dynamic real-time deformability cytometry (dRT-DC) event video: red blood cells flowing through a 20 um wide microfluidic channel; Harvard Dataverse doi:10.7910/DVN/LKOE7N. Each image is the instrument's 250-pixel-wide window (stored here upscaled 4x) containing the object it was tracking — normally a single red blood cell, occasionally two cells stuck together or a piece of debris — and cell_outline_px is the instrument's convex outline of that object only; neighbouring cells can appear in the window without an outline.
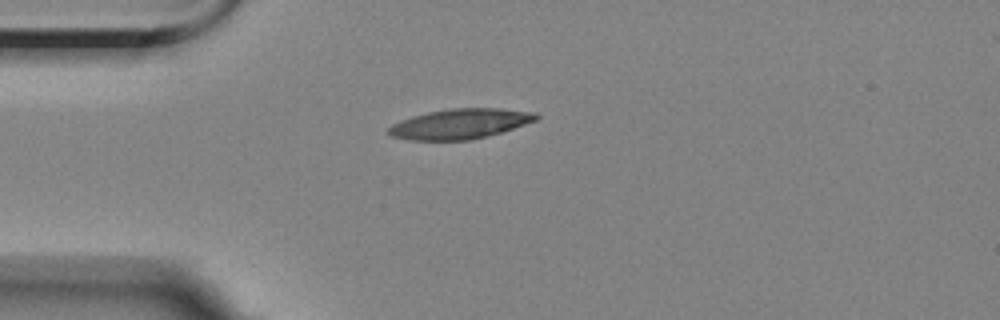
{"species": "Egyptian fruit bat (a non-hibernating species)", "species_latin": "Rousettus aegyptiacus", "temperature_condition": "room temperature", "stored_images_in_passage": 6, "camera_frame_rate_fps": 3000, "um_per_image_px": 0.085, "animal": {"sex": "female"}, "frame": {"image": 1, "passage_image": 1, "time_ms": 0.0, "image_size_px": [1000, 320], "cell_outline_px": [[540, 116], [536, 120], [500, 132], [472, 140], [412, 140], [392, 136], [388, 132], [388, 128], [392, 124], [400, 120], [412, 116], [428, 112], [452, 108], [500, 108], [536, 112]], "centroid_in_image_um": [39.1, 10.52], "position_along_channel_um": 45.9, "area_um2": 25.66}}
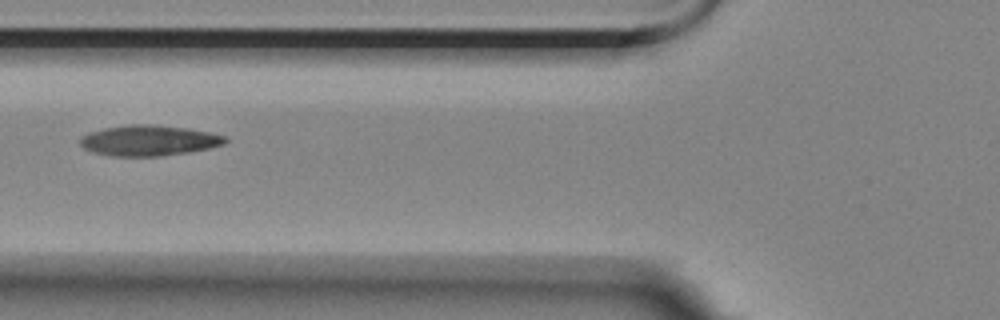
{"frame": {"image": 2, "passage_image": 3, "time_ms": 2.333, "image_size_px": [1000, 320], "cell_outline_px": [[228, 140], [224, 144], [208, 148], [188, 152], [160, 156], [112, 156], [92, 152], [84, 148], [80, 144], [80, 136], [88, 132], [104, 128], [128, 124], [156, 124], [188, 128], [208, 132], [224, 136]], "centroid_in_image_um": [12.61, 11.93], "position_along_channel_um": 113.2, "area_um2": 25.95}}
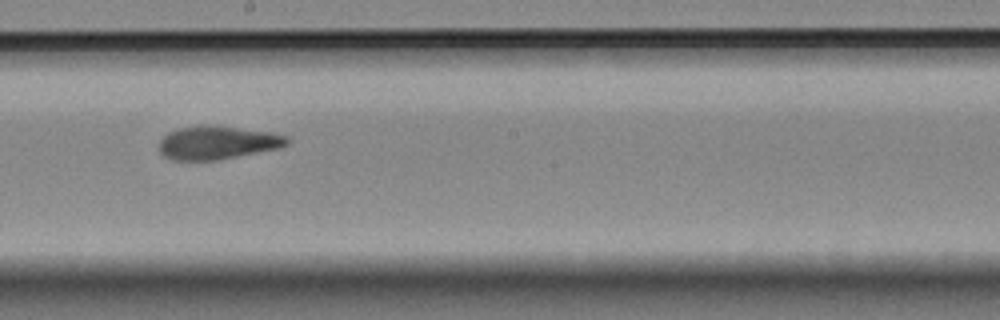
{"frame": {"image": 3, "passage_image": 6, "time_ms": 5.667, "image_size_px": [1000, 320], "cell_outline_px": [[288, 144], [276, 148], [216, 160], [172, 160], [164, 156], [160, 152], [160, 140], [168, 132], [180, 128], [200, 124], [216, 124], [272, 132], [284, 136], [288, 140]], "centroid_in_image_um": [18.43, 12.09], "position_along_channel_um": 229.8, "area_um2": 24.8}}